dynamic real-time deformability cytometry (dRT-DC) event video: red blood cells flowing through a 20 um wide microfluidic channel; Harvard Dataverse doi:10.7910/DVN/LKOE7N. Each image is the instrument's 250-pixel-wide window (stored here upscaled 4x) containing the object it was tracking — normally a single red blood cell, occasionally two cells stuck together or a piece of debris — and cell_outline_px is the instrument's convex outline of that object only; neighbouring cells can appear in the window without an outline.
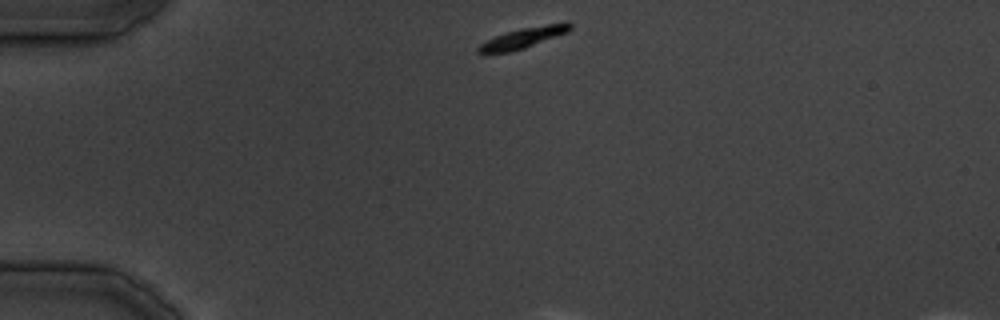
{"species": "common noctule bat (a hibernating species)", "species_latin": "Nyctalus noctula", "temperature_condition": "cold", "stored_images_in_passage": 4, "camera_frame_rate_fps": 3000, "um_per_image_px": 0.085, "animal": {"sex": "male", "body_mass_g": 19.5, "forearm_length_mm": 54.6}, "frame": {"image": 1, "passage_image": 1, "time_ms": 0.0, "image_size_px": [1000, 320], "cell_outline_px": [[572, 28], [568, 32], [524, 48], [508, 52], [484, 56], [476, 52], [476, 48], [480, 44], [496, 36], [508, 32], [524, 28], [564, 20], [568, 20], [572, 24]], "centroid_in_image_um": [44.47, 3.23], "position_along_channel_um": 40.5, "area_um2": 11.33}}